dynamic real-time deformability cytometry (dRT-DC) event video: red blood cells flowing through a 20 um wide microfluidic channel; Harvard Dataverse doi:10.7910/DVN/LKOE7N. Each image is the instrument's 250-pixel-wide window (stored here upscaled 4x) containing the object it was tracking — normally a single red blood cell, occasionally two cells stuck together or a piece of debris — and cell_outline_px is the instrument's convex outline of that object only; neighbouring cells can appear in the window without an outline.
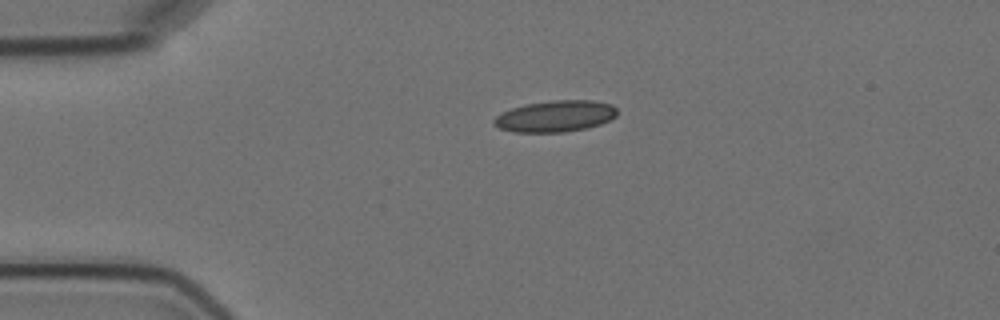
{"species": "Egyptian fruit bat (a non-hibernating species)", "species_latin": "Rousettus aegyptiacus", "temperature_condition": "cold", "stored_images_in_passage": 2, "camera_frame_rate_fps": 3000, "um_per_image_px": 0.085, "animal": {"sex": "female"}, "frame": {"image": 1, "passage_image": 1, "time_ms": 0.0, "image_size_px": [1000, 320], "cell_outline_px": [[616, 116], [600, 124], [588, 128], [564, 132], [516, 132], [500, 128], [492, 124], [492, 120], [496, 116], [512, 108], [524, 104], [552, 100], [592, 100], [612, 104], [616, 108]], "centroid_in_image_um": [47.2, 9.87], "position_along_channel_um": 37.8, "area_um2": 22.54}}